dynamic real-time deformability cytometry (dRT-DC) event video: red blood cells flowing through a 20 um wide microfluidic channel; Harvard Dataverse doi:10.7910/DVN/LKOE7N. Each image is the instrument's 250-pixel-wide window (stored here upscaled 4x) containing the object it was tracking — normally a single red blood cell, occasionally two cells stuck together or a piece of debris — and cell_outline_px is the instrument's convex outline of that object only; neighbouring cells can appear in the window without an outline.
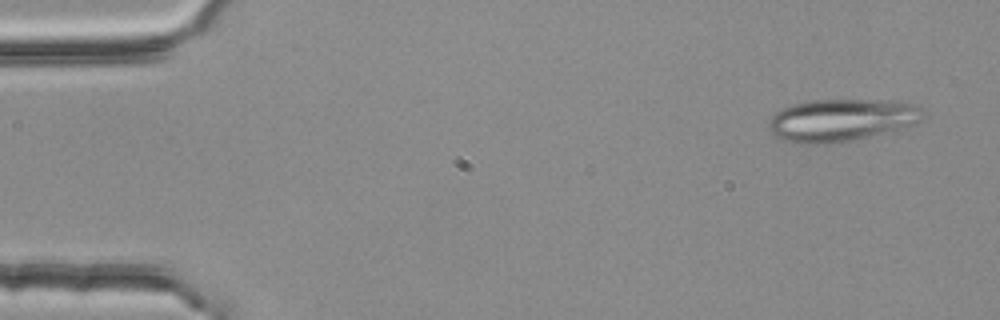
{"species": "common noctule bat (a hibernating species)", "species_latin": "Nyctalus noctula", "temperature_condition": "room temperature", "stored_images_in_passage": 53, "segment_of_instrument_passage": [1, 2], "camera_frame_rate_fps": 3000, "um_per_image_px": 0.085, "animal": {"sex": "female", "body_mass_g": 25.1}, "frame": {"image": 1, "passage_image": 3, "time_ms": 0.667, "image_size_px": [1000, 320], "cell_outline_px": [[928, 116], [916, 124], [836, 144], [792, 144], [780, 140], [768, 128], [768, 120], [780, 108], [792, 104], [812, 100], [900, 100], [920, 104], [924, 108]], "centroid_in_image_um": [71.56, 10.2], "position_along_channel_um": 13.4, "area_um2": 39.13}}